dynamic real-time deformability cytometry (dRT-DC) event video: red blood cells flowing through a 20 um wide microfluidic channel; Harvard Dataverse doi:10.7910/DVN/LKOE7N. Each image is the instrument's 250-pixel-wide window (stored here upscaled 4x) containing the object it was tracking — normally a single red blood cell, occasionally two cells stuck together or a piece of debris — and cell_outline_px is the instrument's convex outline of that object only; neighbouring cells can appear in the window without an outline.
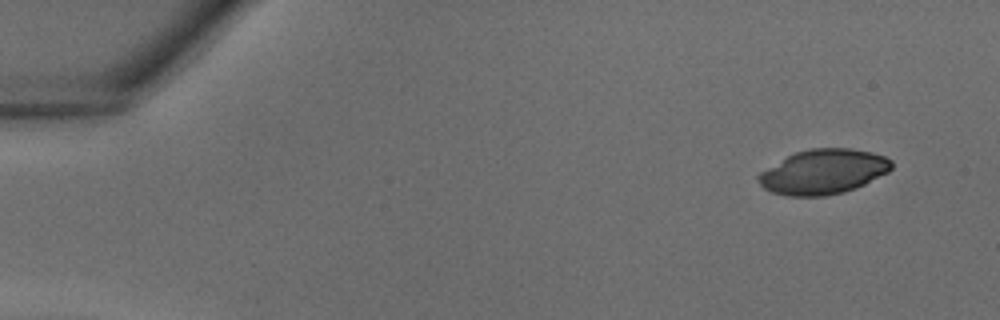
{"species": "common noctule bat (a hibernating species)", "species_latin": "Nyctalus noctula", "temperature_condition": "warm", "stored_images_in_passage": 12, "camera_frame_rate_fps": 3000, "um_per_image_px": 0.085, "animal": {"sex": "male", "body_mass_g": 18.8}, "frame": {"image": 1, "passage_image": 1, "time_ms": 0.0, "image_size_px": [1000, 320], "cell_outline_px": [[892, 168], [888, 172], [856, 188], [844, 192], [824, 196], [788, 196], [772, 192], [764, 188], [760, 184], [756, 176], [760, 172], [788, 156], [796, 152], [812, 148], [848, 148], [872, 152], [884, 156], [892, 160]], "centroid_in_image_um": [69.99, 14.6], "position_along_channel_um": 15.0, "area_um2": 34.56}}